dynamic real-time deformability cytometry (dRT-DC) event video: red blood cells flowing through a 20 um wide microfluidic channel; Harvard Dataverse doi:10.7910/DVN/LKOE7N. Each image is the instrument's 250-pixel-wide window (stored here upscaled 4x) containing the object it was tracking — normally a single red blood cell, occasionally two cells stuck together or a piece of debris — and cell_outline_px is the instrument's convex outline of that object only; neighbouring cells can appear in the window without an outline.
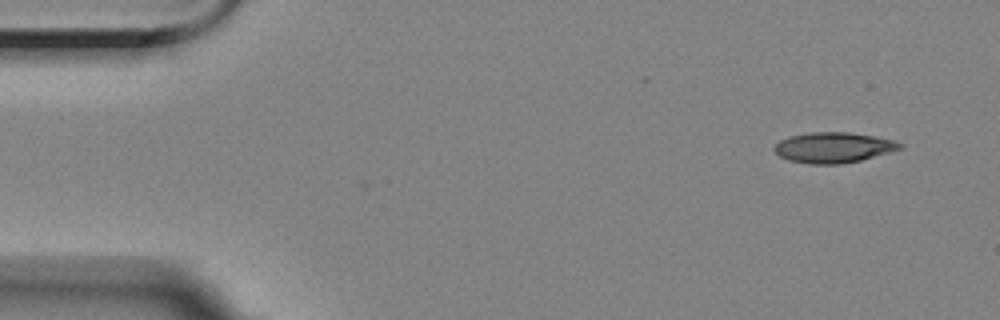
{"species": "Egyptian fruit bat (a non-hibernating species)", "species_latin": "Rousettus aegyptiacus", "temperature_condition": "room temperature", "stored_images_in_passage": 53, "camera_frame_rate_fps": 3000, "um_per_image_px": 0.085, "animal": {"sex": "female"}, "frame": {"image": 1, "passage_image": 1, "time_ms": 0.0, "image_size_px": [1000, 320], "cell_outline_px": [[904, 148], [860, 160], [840, 164], [808, 164], [788, 160], [780, 156], [776, 152], [776, 144], [780, 140], [792, 136], [812, 132], [848, 132], [876, 136], [896, 140], [904, 144]], "centroid_in_image_um": [70.91, 12.54], "position_along_channel_um": 14.1, "area_um2": 22.25}}
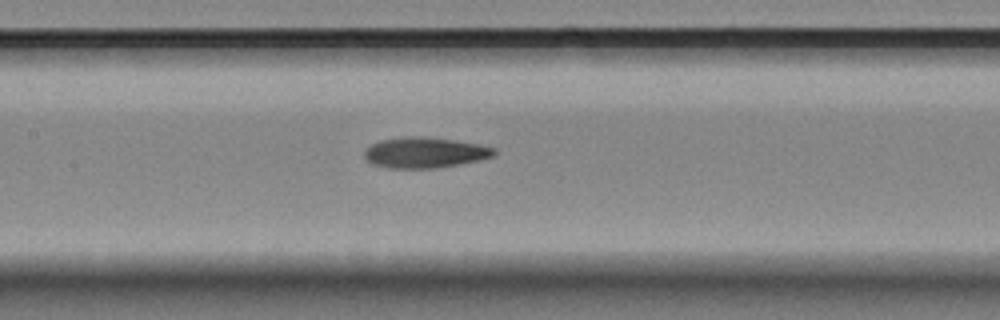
{"frame": {"image": 2, "passage_image": 23, "time_ms": 7.333, "image_size_px": [1000, 320], "cell_outline_px": [[496, 152], [492, 156], [476, 160], [456, 164], [432, 168], [388, 168], [372, 164], [364, 156], [364, 152], [372, 144], [380, 140], [404, 136], [424, 136], [480, 144], [496, 148]], "centroid_in_image_um": [36.08, 12.95], "position_along_channel_um": 171.3, "area_um2": 22.89}}
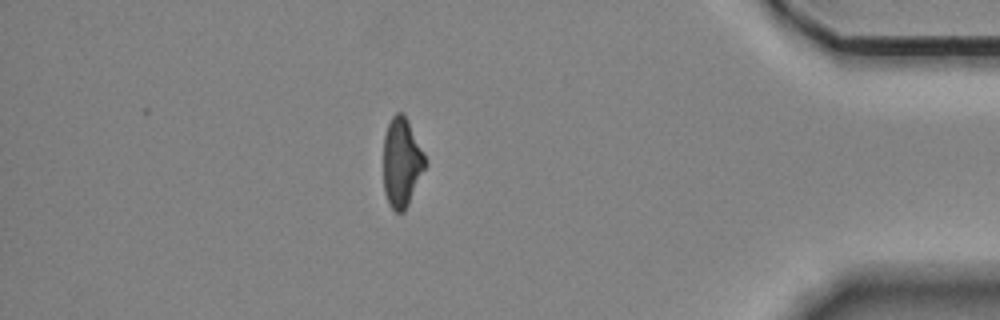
{"frame": {"image": 3, "passage_image": 46, "time_ms": 15.0, "image_size_px": [1000, 320], "cell_outline_px": [[424, 168], [408, 204], [404, 212], [396, 212], [388, 204], [384, 192], [384, 136], [388, 124], [392, 116], [396, 112], [404, 112], [408, 120], [424, 156]], "centroid_in_image_um": [34.1, 13.8], "position_along_channel_um": 401.1, "area_um2": 21.21}, "authors_computed_cell_mechanics": {"area_um2": 22.7154, "velocity_mm_per_s": 3.5122, "shape_relaxation_time_tau1_ms": null, "shape_relaxation_time_tau2_ms": 5.6007, "deformation_change_tau1": null, "deformation_change_tau2": 0.1507}}